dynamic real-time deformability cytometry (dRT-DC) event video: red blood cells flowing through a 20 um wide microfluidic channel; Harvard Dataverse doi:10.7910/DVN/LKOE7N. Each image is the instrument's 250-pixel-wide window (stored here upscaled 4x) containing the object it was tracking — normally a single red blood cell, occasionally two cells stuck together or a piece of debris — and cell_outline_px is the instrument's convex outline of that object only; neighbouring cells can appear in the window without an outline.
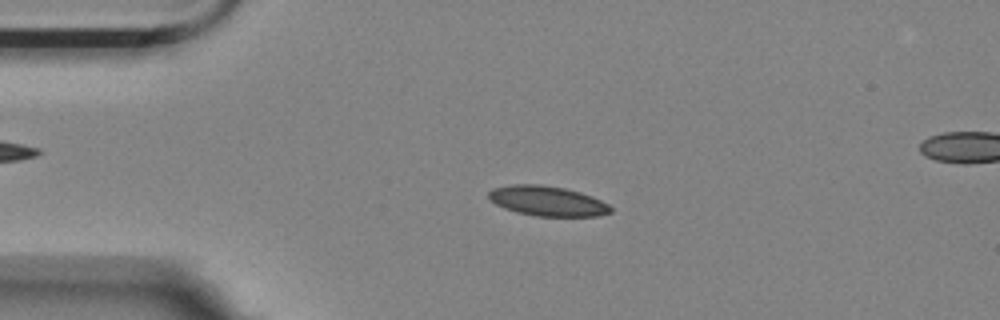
{"species": "Egyptian fruit bat (a non-hibernating species)", "species_latin": "Rousettus aegyptiacus", "temperature_condition": "room temperature", "stored_images_in_passage": 38, "camera_frame_rate_fps": 3000, "um_per_image_px": 0.085, "animal": {"sex": "female"}, "frame": {"image": 1, "passage_image": 6, "time_ms": 1.667, "image_size_px": [1000, 320], "cell_outline_px": [[612, 212], [596, 216], [536, 216], [516, 212], [504, 208], [496, 204], [488, 196], [488, 192], [492, 188], [512, 184], [540, 184], [564, 188], [580, 192], [592, 196], [608, 204], [612, 208]], "centroid_in_image_um": [46.52, 17.08], "position_along_channel_um": 38.5, "area_um2": 21.27}}
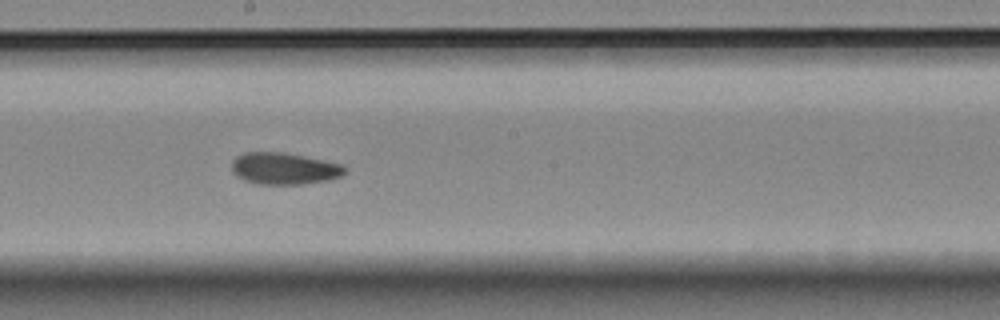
{"frame": {"image": 2, "passage_image": 24, "time_ms": 7.667, "image_size_px": [1000, 320], "cell_outline_px": [[348, 172], [340, 176], [328, 180], [300, 184], [256, 184], [244, 180], [236, 176], [232, 172], [232, 160], [236, 156], [244, 152], [284, 152], [344, 164], [348, 168]], "centroid_in_image_um": [24.17, 14.32], "position_along_channel_um": 224.0, "area_um2": 21.21}}
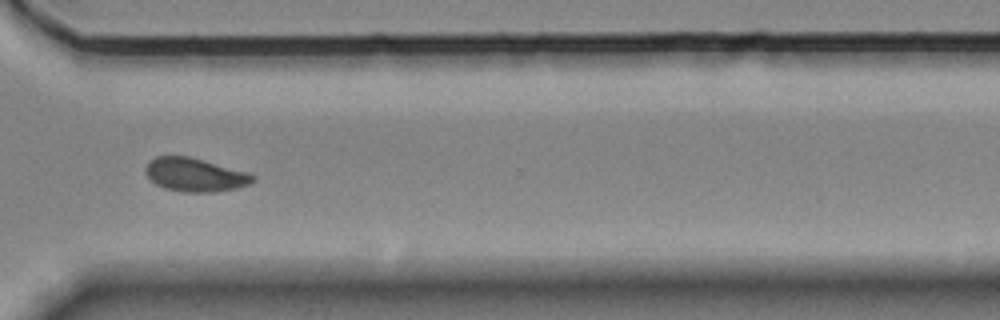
{"frame": {"image": 3, "passage_image": 35, "time_ms": 11.333, "image_size_px": [1000, 320], "cell_outline_px": [[256, 180], [248, 184], [236, 188], [212, 192], [184, 192], [164, 188], [156, 184], [144, 172], [144, 168], [148, 160], [156, 156], [188, 156], [248, 172], [256, 176]], "centroid_in_image_um": [16.55, 14.85], "position_along_channel_um": 354.0, "area_um2": 20.98}, "authors_computed_cell_mechanics": {"area_um2": 20.9814, "velocity_mm_per_s": 3.5422, "shape_relaxation_time_tau1_ms": 10.1978, "shape_relaxation_time_tau2_ms": 3.1106, "deformation_change_tau1": 0.1744, "deformation_change_tau2": 0.076}}